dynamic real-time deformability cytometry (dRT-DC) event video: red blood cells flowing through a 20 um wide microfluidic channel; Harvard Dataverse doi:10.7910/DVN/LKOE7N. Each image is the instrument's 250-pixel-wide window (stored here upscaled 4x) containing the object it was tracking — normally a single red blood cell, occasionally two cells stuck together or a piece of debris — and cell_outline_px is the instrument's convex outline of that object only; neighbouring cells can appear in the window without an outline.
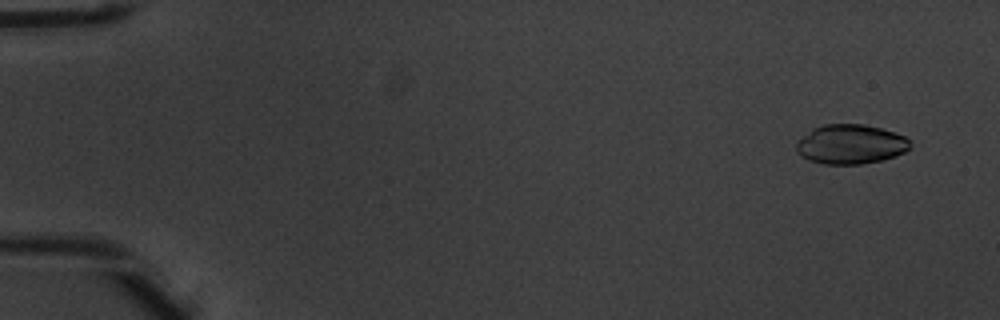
{"species": "common noctule bat (a hibernating species)", "species_latin": "Nyctalus noctula", "temperature_condition": "warm", "stored_images_in_passage": 3, "camera_frame_rate_fps": 3000, "um_per_image_px": 0.085, "animal": {"sex": "male", "body_mass_g": 20.1, "forearm_length_mm": 53.5}, "frame": {"image": 1, "passage_image": 1, "time_ms": 0.0, "image_size_px": [1000, 320], "cell_outline_px": [[912, 148], [896, 156], [880, 160], [860, 164], [824, 164], [808, 160], [800, 156], [796, 152], [796, 144], [812, 128], [824, 124], [864, 124], [880, 128], [904, 136], [912, 140]], "centroid_in_image_um": [72.32, 12.26], "position_along_channel_um": 12.7, "area_um2": 26.3}}